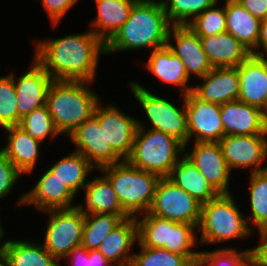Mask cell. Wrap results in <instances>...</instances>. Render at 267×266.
I'll use <instances>...</instances> for the list:
<instances>
[{"label": "cell", "instance_id": "obj_1", "mask_svg": "<svg viewBox=\"0 0 267 266\" xmlns=\"http://www.w3.org/2000/svg\"><path fill=\"white\" fill-rule=\"evenodd\" d=\"M33 45V59L53 80L94 82L100 56L106 55L105 43L91 29L58 38H36Z\"/></svg>", "mask_w": 267, "mask_h": 266}, {"label": "cell", "instance_id": "obj_2", "mask_svg": "<svg viewBox=\"0 0 267 266\" xmlns=\"http://www.w3.org/2000/svg\"><path fill=\"white\" fill-rule=\"evenodd\" d=\"M170 27L160 0H138L128 19L105 43V54L164 47Z\"/></svg>", "mask_w": 267, "mask_h": 266}, {"label": "cell", "instance_id": "obj_3", "mask_svg": "<svg viewBox=\"0 0 267 266\" xmlns=\"http://www.w3.org/2000/svg\"><path fill=\"white\" fill-rule=\"evenodd\" d=\"M88 81L53 80L45 105L60 135L66 138L94 115L100 95ZM89 86V87H88Z\"/></svg>", "mask_w": 267, "mask_h": 266}, {"label": "cell", "instance_id": "obj_4", "mask_svg": "<svg viewBox=\"0 0 267 266\" xmlns=\"http://www.w3.org/2000/svg\"><path fill=\"white\" fill-rule=\"evenodd\" d=\"M234 197L233 193L219 194L209 202L201 204L197 227L199 244L216 245L229 240H246L255 234Z\"/></svg>", "mask_w": 267, "mask_h": 266}, {"label": "cell", "instance_id": "obj_5", "mask_svg": "<svg viewBox=\"0 0 267 266\" xmlns=\"http://www.w3.org/2000/svg\"><path fill=\"white\" fill-rule=\"evenodd\" d=\"M137 123L132 150L126 161L141 170L167 177L184 156V145L162 131L147 128L143 120L137 118Z\"/></svg>", "mask_w": 267, "mask_h": 266}, {"label": "cell", "instance_id": "obj_6", "mask_svg": "<svg viewBox=\"0 0 267 266\" xmlns=\"http://www.w3.org/2000/svg\"><path fill=\"white\" fill-rule=\"evenodd\" d=\"M111 182L122 209L130 216L137 217L149 211L160 176L141 170L126 160L101 167L98 170Z\"/></svg>", "mask_w": 267, "mask_h": 266}, {"label": "cell", "instance_id": "obj_7", "mask_svg": "<svg viewBox=\"0 0 267 266\" xmlns=\"http://www.w3.org/2000/svg\"><path fill=\"white\" fill-rule=\"evenodd\" d=\"M128 84L130 92L137 99L135 101H138L143 113L145 112L148 128L162 131L176 138L184 147H187L190 143L184 95L180 96L182 100L181 107L180 104H174L166 97L163 98L155 92L152 93L138 81L132 80Z\"/></svg>", "mask_w": 267, "mask_h": 266}, {"label": "cell", "instance_id": "obj_8", "mask_svg": "<svg viewBox=\"0 0 267 266\" xmlns=\"http://www.w3.org/2000/svg\"><path fill=\"white\" fill-rule=\"evenodd\" d=\"M44 231L43 247L59 262L82 243L84 215L76 207L50 210Z\"/></svg>", "mask_w": 267, "mask_h": 266}, {"label": "cell", "instance_id": "obj_9", "mask_svg": "<svg viewBox=\"0 0 267 266\" xmlns=\"http://www.w3.org/2000/svg\"><path fill=\"white\" fill-rule=\"evenodd\" d=\"M201 204L167 177L157 183L149 214L198 227Z\"/></svg>", "mask_w": 267, "mask_h": 266}, {"label": "cell", "instance_id": "obj_10", "mask_svg": "<svg viewBox=\"0 0 267 266\" xmlns=\"http://www.w3.org/2000/svg\"><path fill=\"white\" fill-rule=\"evenodd\" d=\"M219 144L232 173L234 169H249L250 173L267 170V135H226Z\"/></svg>", "mask_w": 267, "mask_h": 266}, {"label": "cell", "instance_id": "obj_11", "mask_svg": "<svg viewBox=\"0 0 267 266\" xmlns=\"http://www.w3.org/2000/svg\"><path fill=\"white\" fill-rule=\"evenodd\" d=\"M99 102L95 108L94 116L106 136L107 143L124 159L130 155L138 129L137 118L125 114L113 103Z\"/></svg>", "mask_w": 267, "mask_h": 266}, {"label": "cell", "instance_id": "obj_12", "mask_svg": "<svg viewBox=\"0 0 267 266\" xmlns=\"http://www.w3.org/2000/svg\"><path fill=\"white\" fill-rule=\"evenodd\" d=\"M75 152L82 154L95 168L116 164L124 159L107 143L104 130L93 115L78 126L69 136Z\"/></svg>", "mask_w": 267, "mask_h": 266}, {"label": "cell", "instance_id": "obj_13", "mask_svg": "<svg viewBox=\"0 0 267 266\" xmlns=\"http://www.w3.org/2000/svg\"><path fill=\"white\" fill-rule=\"evenodd\" d=\"M192 143V148L184 147V155L219 194L232 193L229 188L232 172L223 157L219 142Z\"/></svg>", "mask_w": 267, "mask_h": 266}, {"label": "cell", "instance_id": "obj_14", "mask_svg": "<svg viewBox=\"0 0 267 266\" xmlns=\"http://www.w3.org/2000/svg\"><path fill=\"white\" fill-rule=\"evenodd\" d=\"M184 97L189 142H219L225 136L221 105L203 101L193 92Z\"/></svg>", "mask_w": 267, "mask_h": 266}, {"label": "cell", "instance_id": "obj_15", "mask_svg": "<svg viewBox=\"0 0 267 266\" xmlns=\"http://www.w3.org/2000/svg\"><path fill=\"white\" fill-rule=\"evenodd\" d=\"M74 197L76 195L47 169L33 187L21 193V197L15 202L16 206L32 205L34 210L43 213L75 207Z\"/></svg>", "mask_w": 267, "mask_h": 266}, {"label": "cell", "instance_id": "obj_16", "mask_svg": "<svg viewBox=\"0 0 267 266\" xmlns=\"http://www.w3.org/2000/svg\"><path fill=\"white\" fill-rule=\"evenodd\" d=\"M167 46L181 59L190 79L204 77L213 68L199 36L187 25H171Z\"/></svg>", "mask_w": 267, "mask_h": 266}, {"label": "cell", "instance_id": "obj_17", "mask_svg": "<svg viewBox=\"0 0 267 266\" xmlns=\"http://www.w3.org/2000/svg\"><path fill=\"white\" fill-rule=\"evenodd\" d=\"M9 74L13 78V84L17 94V107L20 120L45 105L47 93L53 82L51 76L32 59L25 73L19 76L12 70Z\"/></svg>", "mask_w": 267, "mask_h": 266}, {"label": "cell", "instance_id": "obj_18", "mask_svg": "<svg viewBox=\"0 0 267 266\" xmlns=\"http://www.w3.org/2000/svg\"><path fill=\"white\" fill-rule=\"evenodd\" d=\"M239 97L244 102L267 111V57L250 55L238 67Z\"/></svg>", "mask_w": 267, "mask_h": 266}, {"label": "cell", "instance_id": "obj_19", "mask_svg": "<svg viewBox=\"0 0 267 266\" xmlns=\"http://www.w3.org/2000/svg\"><path fill=\"white\" fill-rule=\"evenodd\" d=\"M202 82L194 84L193 93L203 101L223 105L238 100L239 75L237 67L212 68Z\"/></svg>", "mask_w": 267, "mask_h": 266}, {"label": "cell", "instance_id": "obj_20", "mask_svg": "<svg viewBox=\"0 0 267 266\" xmlns=\"http://www.w3.org/2000/svg\"><path fill=\"white\" fill-rule=\"evenodd\" d=\"M226 135H267L265 112L241 101L227 102L220 107Z\"/></svg>", "mask_w": 267, "mask_h": 266}, {"label": "cell", "instance_id": "obj_21", "mask_svg": "<svg viewBox=\"0 0 267 266\" xmlns=\"http://www.w3.org/2000/svg\"><path fill=\"white\" fill-rule=\"evenodd\" d=\"M151 53V54H150ZM149 58L145 62V68L153 74L162 85L169 84L180 89L181 95L193 91V84L190 85V78L181 59L176 56L166 45L150 51Z\"/></svg>", "mask_w": 267, "mask_h": 266}, {"label": "cell", "instance_id": "obj_22", "mask_svg": "<svg viewBox=\"0 0 267 266\" xmlns=\"http://www.w3.org/2000/svg\"><path fill=\"white\" fill-rule=\"evenodd\" d=\"M2 130L8 134L7 142L0 150L23 175L33 173L38 164L42 142L33 138L18 125Z\"/></svg>", "mask_w": 267, "mask_h": 266}, {"label": "cell", "instance_id": "obj_23", "mask_svg": "<svg viewBox=\"0 0 267 266\" xmlns=\"http://www.w3.org/2000/svg\"><path fill=\"white\" fill-rule=\"evenodd\" d=\"M137 242L136 217H128L103 239L97 250L114 266H130Z\"/></svg>", "mask_w": 267, "mask_h": 266}, {"label": "cell", "instance_id": "obj_24", "mask_svg": "<svg viewBox=\"0 0 267 266\" xmlns=\"http://www.w3.org/2000/svg\"><path fill=\"white\" fill-rule=\"evenodd\" d=\"M89 179L84 190V203H76V208L82 215L113 214L128 215L121 206L109 179L103 174Z\"/></svg>", "mask_w": 267, "mask_h": 266}, {"label": "cell", "instance_id": "obj_25", "mask_svg": "<svg viewBox=\"0 0 267 266\" xmlns=\"http://www.w3.org/2000/svg\"><path fill=\"white\" fill-rule=\"evenodd\" d=\"M199 38L213 68L238 67L251 55V52L228 32Z\"/></svg>", "mask_w": 267, "mask_h": 266}, {"label": "cell", "instance_id": "obj_26", "mask_svg": "<svg viewBox=\"0 0 267 266\" xmlns=\"http://www.w3.org/2000/svg\"><path fill=\"white\" fill-rule=\"evenodd\" d=\"M138 0H95L97 14L89 27L106 43L128 19Z\"/></svg>", "mask_w": 267, "mask_h": 266}, {"label": "cell", "instance_id": "obj_27", "mask_svg": "<svg viewBox=\"0 0 267 266\" xmlns=\"http://www.w3.org/2000/svg\"><path fill=\"white\" fill-rule=\"evenodd\" d=\"M226 32L252 52L259 39L261 20L249 13L237 0H225Z\"/></svg>", "mask_w": 267, "mask_h": 266}, {"label": "cell", "instance_id": "obj_28", "mask_svg": "<svg viewBox=\"0 0 267 266\" xmlns=\"http://www.w3.org/2000/svg\"><path fill=\"white\" fill-rule=\"evenodd\" d=\"M167 178L184 189L200 204L209 202L219 195L185 155L171 169Z\"/></svg>", "mask_w": 267, "mask_h": 266}, {"label": "cell", "instance_id": "obj_29", "mask_svg": "<svg viewBox=\"0 0 267 266\" xmlns=\"http://www.w3.org/2000/svg\"><path fill=\"white\" fill-rule=\"evenodd\" d=\"M69 154V155H68ZM55 161L51 167H46L55 177L60 179L75 195L82 192L87 185L92 170L96 168L80 153L70 151ZM88 177V178H87Z\"/></svg>", "mask_w": 267, "mask_h": 266}, {"label": "cell", "instance_id": "obj_30", "mask_svg": "<svg viewBox=\"0 0 267 266\" xmlns=\"http://www.w3.org/2000/svg\"><path fill=\"white\" fill-rule=\"evenodd\" d=\"M4 252L9 262V266H61L42 245L29 239H7L4 240Z\"/></svg>", "mask_w": 267, "mask_h": 266}, {"label": "cell", "instance_id": "obj_31", "mask_svg": "<svg viewBox=\"0 0 267 266\" xmlns=\"http://www.w3.org/2000/svg\"><path fill=\"white\" fill-rule=\"evenodd\" d=\"M250 214L246 216L252 231L267 230V170L249 174ZM253 226V227H252Z\"/></svg>", "mask_w": 267, "mask_h": 266}, {"label": "cell", "instance_id": "obj_32", "mask_svg": "<svg viewBox=\"0 0 267 266\" xmlns=\"http://www.w3.org/2000/svg\"><path fill=\"white\" fill-rule=\"evenodd\" d=\"M129 215L88 214L84 215L81 245L87 250H95L103 239Z\"/></svg>", "mask_w": 267, "mask_h": 266}, {"label": "cell", "instance_id": "obj_33", "mask_svg": "<svg viewBox=\"0 0 267 266\" xmlns=\"http://www.w3.org/2000/svg\"><path fill=\"white\" fill-rule=\"evenodd\" d=\"M197 227L188 223L169 220L168 244L164 248L170 252L186 256L194 265L200 253L194 246H199Z\"/></svg>", "mask_w": 267, "mask_h": 266}, {"label": "cell", "instance_id": "obj_34", "mask_svg": "<svg viewBox=\"0 0 267 266\" xmlns=\"http://www.w3.org/2000/svg\"><path fill=\"white\" fill-rule=\"evenodd\" d=\"M138 243L144 247L164 248L168 244L169 219L148 212L136 217Z\"/></svg>", "mask_w": 267, "mask_h": 266}, {"label": "cell", "instance_id": "obj_35", "mask_svg": "<svg viewBox=\"0 0 267 266\" xmlns=\"http://www.w3.org/2000/svg\"><path fill=\"white\" fill-rule=\"evenodd\" d=\"M171 25H187L218 0H160Z\"/></svg>", "mask_w": 267, "mask_h": 266}, {"label": "cell", "instance_id": "obj_36", "mask_svg": "<svg viewBox=\"0 0 267 266\" xmlns=\"http://www.w3.org/2000/svg\"><path fill=\"white\" fill-rule=\"evenodd\" d=\"M249 250L236 246L219 247L209 251L200 250L195 266H251Z\"/></svg>", "mask_w": 267, "mask_h": 266}, {"label": "cell", "instance_id": "obj_37", "mask_svg": "<svg viewBox=\"0 0 267 266\" xmlns=\"http://www.w3.org/2000/svg\"><path fill=\"white\" fill-rule=\"evenodd\" d=\"M136 246L140 250L134 252L130 266H195L186 256L165 248L144 247L138 242Z\"/></svg>", "mask_w": 267, "mask_h": 266}, {"label": "cell", "instance_id": "obj_38", "mask_svg": "<svg viewBox=\"0 0 267 266\" xmlns=\"http://www.w3.org/2000/svg\"><path fill=\"white\" fill-rule=\"evenodd\" d=\"M18 126L42 143L47 139L55 141L56 137L61 136L54 126L46 105L34 109L24 116Z\"/></svg>", "mask_w": 267, "mask_h": 266}, {"label": "cell", "instance_id": "obj_39", "mask_svg": "<svg viewBox=\"0 0 267 266\" xmlns=\"http://www.w3.org/2000/svg\"><path fill=\"white\" fill-rule=\"evenodd\" d=\"M217 3L198 14L187 24L199 37H208L226 32L225 6H219Z\"/></svg>", "mask_w": 267, "mask_h": 266}, {"label": "cell", "instance_id": "obj_40", "mask_svg": "<svg viewBox=\"0 0 267 266\" xmlns=\"http://www.w3.org/2000/svg\"><path fill=\"white\" fill-rule=\"evenodd\" d=\"M19 125L17 94L13 78L8 73L0 77V128Z\"/></svg>", "mask_w": 267, "mask_h": 266}, {"label": "cell", "instance_id": "obj_41", "mask_svg": "<svg viewBox=\"0 0 267 266\" xmlns=\"http://www.w3.org/2000/svg\"><path fill=\"white\" fill-rule=\"evenodd\" d=\"M64 259L71 266H114L97 249L87 250L82 245L75 247Z\"/></svg>", "mask_w": 267, "mask_h": 266}, {"label": "cell", "instance_id": "obj_42", "mask_svg": "<svg viewBox=\"0 0 267 266\" xmlns=\"http://www.w3.org/2000/svg\"><path fill=\"white\" fill-rule=\"evenodd\" d=\"M21 176H24L0 150V200L8 198ZM1 208V205H0Z\"/></svg>", "mask_w": 267, "mask_h": 266}, {"label": "cell", "instance_id": "obj_43", "mask_svg": "<svg viewBox=\"0 0 267 266\" xmlns=\"http://www.w3.org/2000/svg\"><path fill=\"white\" fill-rule=\"evenodd\" d=\"M35 1V0H34ZM42 4L48 17L52 28L58 27L65 15L75 7L79 0H37ZM73 6V7H72Z\"/></svg>", "mask_w": 267, "mask_h": 266}, {"label": "cell", "instance_id": "obj_44", "mask_svg": "<svg viewBox=\"0 0 267 266\" xmlns=\"http://www.w3.org/2000/svg\"><path fill=\"white\" fill-rule=\"evenodd\" d=\"M257 232L259 242L253 248L248 247L250 249L251 266H267V230Z\"/></svg>", "mask_w": 267, "mask_h": 266}, {"label": "cell", "instance_id": "obj_45", "mask_svg": "<svg viewBox=\"0 0 267 266\" xmlns=\"http://www.w3.org/2000/svg\"><path fill=\"white\" fill-rule=\"evenodd\" d=\"M249 13L259 20L267 17V0H237Z\"/></svg>", "mask_w": 267, "mask_h": 266}, {"label": "cell", "instance_id": "obj_46", "mask_svg": "<svg viewBox=\"0 0 267 266\" xmlns=\"http://www.w3.org/2000/svg\"><path fill=\"white\" fill-rule=\"evenodd\" d=\"M251 55L267 57V17L261 20L260 33L257 46L251 52Z\"/></svg>", "mask_w": 267, "mask_h": 266}, {"label": "cell", "instance_id": "obj_47", "mask_svg": "<svg viewBox=\"0 0 267 266\" xmlns=\"http://www.w3.org/2000/svg\"><path fill=\"white\" fill-rule=\"evenodd\" d=\"M0 212H1V208H0ZM1 219H2V218L0 217V252L4 251L5 243H6V242L3 241V238H4V236L6 235L4 229H6V228H3V226H2L3 224H2ZM1 241H2V242H1Z\"/></svg>", "mask_w": 267, "mask_h": 266}, {"label": "cell", "instance_id": "obj_48", "mask_svg": "<svg viewBox=\"0 0 267 266\" xmlns=\"http://www.w3.org/2000/svg\"><path fill=\"white\" fill-rule=\"evenodd\" d=\"M0 266H9V262L4 251L0 252Z\"/></svg>", "mask_w": 267, "mask_h": 266}, {"label": "cell", "instance_id": "obj_49", "mask_svg": "<svg viewBox=\"0 0 267 266\" xmlns=\"http://www.w3.org/2000/svg\"><path fill=\"white\" fill-rule=\"evenodd\" d=\"M265 124H266V130H267V111L265 112Z\"/></svg>", "mask_w": 267, "mask_h": 266}]
</instances>
